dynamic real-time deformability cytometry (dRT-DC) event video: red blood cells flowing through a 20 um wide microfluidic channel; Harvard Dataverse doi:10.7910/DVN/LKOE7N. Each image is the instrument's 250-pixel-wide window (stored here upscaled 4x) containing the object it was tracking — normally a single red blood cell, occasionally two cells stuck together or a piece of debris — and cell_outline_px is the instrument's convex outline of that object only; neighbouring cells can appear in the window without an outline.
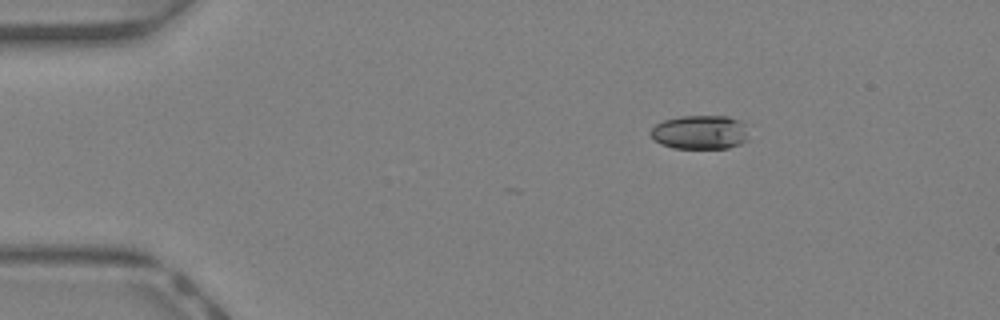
{"species": "Egyptian fruit bat (a non-hibernating species)", "species_latin": "Rousettus aegyptiacus", "temperature_condition": "warm", "stored_images_in_passage": 4, "camera_frame_rate_fps": 3000, "um_per_image_px": 0.085, "animal": {"sex": "female"}, "frame": {"image": 1, "passage_image": 1, "time_ms": 0.0, "image_size_px": [1000, 320], "cell_outline_px": [[748, 140], [740, 144], [728, 148], [672, 148], [660, 144], [652, 136], [652, 128], [656, 124], [664, 120], [680, 116], [728, 116], [744, 124]], "centroid_in_image_um": [59.5, 11.24], "position_along_channel_um": 25.5, "area_um2": 19.25}}